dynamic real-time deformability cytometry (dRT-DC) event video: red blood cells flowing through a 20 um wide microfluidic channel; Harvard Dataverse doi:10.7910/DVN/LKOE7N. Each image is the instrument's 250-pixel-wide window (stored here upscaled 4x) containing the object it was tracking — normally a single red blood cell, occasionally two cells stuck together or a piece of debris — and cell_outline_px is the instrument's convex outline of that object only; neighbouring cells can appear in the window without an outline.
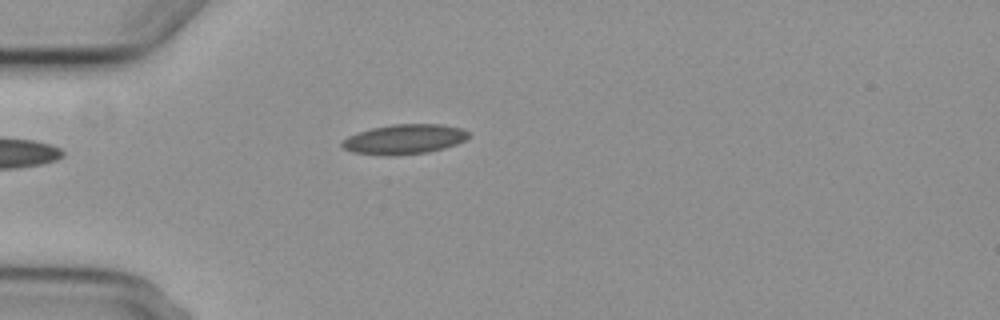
{"species": "common noctule bat (a hibernating species)", "species_latin": "Nyctalus noctula", "temperature_condition": "cold", "stored_images_in_passage": 3, "camera_frame_rate_fps": 3000, "um_per_image_px": 0.085, "animal": {"sex": "female", "body_mass_g": 29.2, "forearm_length_mm": 56.3}, "frame": {"image": 1, "passage_image": 2, "time_ms": 1.333, "image_size_px": [1000, 320], "cell_outline_px": [[468, 136], [464, 140], [456, 144], [444, 148], [428, 152], [396, 156], [392, 156], [352, 152], [344, 148], [340, 144], [348, 136], [372, 128], [392, 124], [440, 124], [464, 128], [468, 132]], "centroid_in_image_um": [34.38, 11.83], "position_along_channel_um": 50.6, "area_um2": 21.91}}